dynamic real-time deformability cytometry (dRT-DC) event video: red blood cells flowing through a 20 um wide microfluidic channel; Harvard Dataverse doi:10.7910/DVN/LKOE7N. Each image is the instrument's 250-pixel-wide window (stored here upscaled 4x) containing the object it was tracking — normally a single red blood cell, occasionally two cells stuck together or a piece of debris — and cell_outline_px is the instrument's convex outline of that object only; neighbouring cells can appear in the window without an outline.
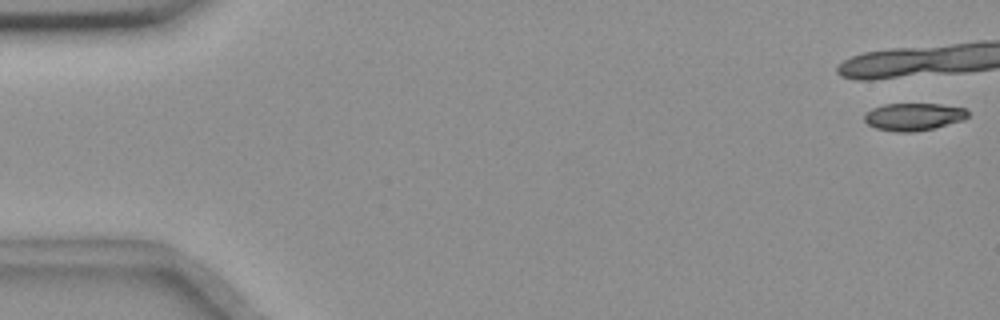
{"species": "common noctule bat (a hibernating species)", "species_latin": "Nyctalus noctula", "temperature_condition": "room temperature", "stored_images_in_passage": 6, "camera_frame_rate_fps": 3000, "um_per_image_px": 0.085, "animal": {"sex": "female", "body_mass_g": 18.4}, "frame": {"image": 1, "passage_image": 1, "time_ms": 0.0, "image_size_px": [1000, 320], "cell_outline_px": [[968, 116], [964, 120], [916, 132], [896, 132], [876, 128], [868, 124], [864, 120], [864, 112], [872, 108], [884, 104], [940, 104], [964, 108], [968, 112]], "centroid_in_image_um": [77.62, 9.92], "position_along_channel_um": 7.4, "area_um2": 16.59}}